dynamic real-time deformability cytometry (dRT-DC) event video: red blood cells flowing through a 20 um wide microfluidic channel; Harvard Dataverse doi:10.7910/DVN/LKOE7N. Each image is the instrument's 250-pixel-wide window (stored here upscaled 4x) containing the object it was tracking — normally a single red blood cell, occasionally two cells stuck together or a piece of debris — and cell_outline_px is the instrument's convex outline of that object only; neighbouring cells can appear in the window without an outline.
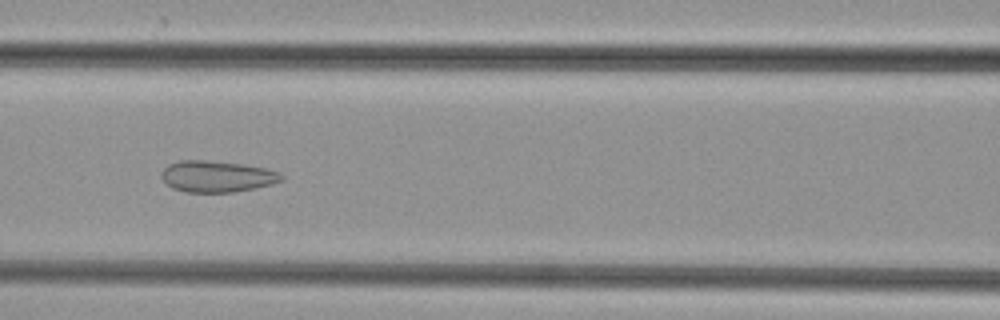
{"species": "common noctule bat (a hibernating species)", "species_latin": "Nyctalus noctula", "temperature_condition": "cold", "stored_images_in_passage": 39, "camera_frame_rate_fps": 3000, "um_per_image_px": 0.085, "animal": {"sex": "female", "body_mass_g": 29.2, "forearm_length_mm": 56.3}, "frame": {"image": 1, "passage_image": 14, "time_ms": 4.333, "image_size_px": [1000, 320], "cell_outline_px": [[284, 180], [272, 184], [256, 188], [236, 192], [184, 192], [172, 188], [160, 176], [160, 172], [168, 164], [180, 160], [204, 160], [244, 164], [264, 168], [280, 172], [284, 176]], "centroid_in_image_um": [18.45, 15.0], "position_along_channel_um": 148.2, "area_um2": 22.14}}
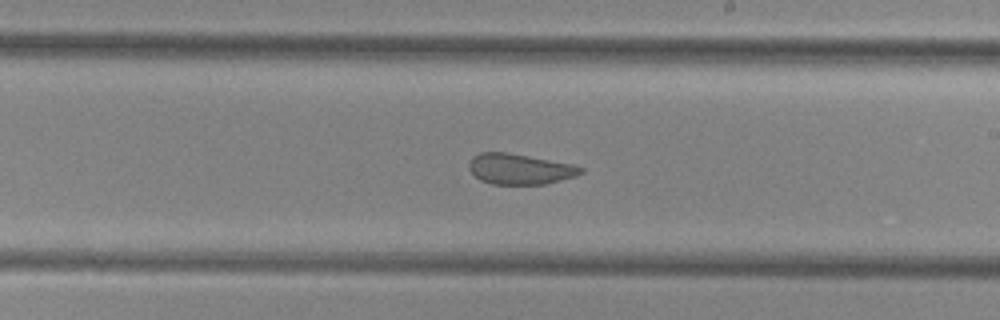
{"frame": {"image": 2, "passage_image": 21, "time_ms": 6.667, "image_size_px": [1000, 320], "cell_outline_px": [[584, 172], [576, 176], [544, 184], [492, 184], [480, 180], [468, 168], [468, 164], [472, 156], [480, 152], [508, 152], [572, 164], [584, 168]], "centroid_in_image_um": [44.17, 14.36], "position_along_channel_um": 244.8, "area_um2": 19.94}}
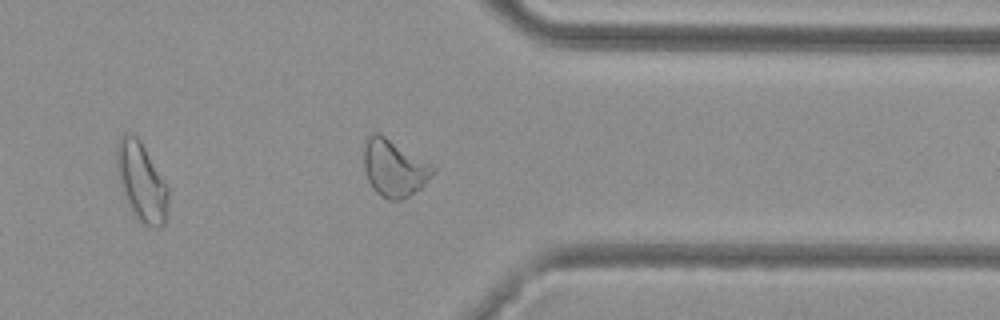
{"frame": {"image": 3, "passage_image": 31, "time_ms": 10.0, "image_size_px": [1000, 320], "cell_outline_px": [[436, 168], [424, 184], [420, 188], [408, 196], [400, 200], [388, 200], [380, 196], [372, 188], [368, 180], [364, 168], [364, 144], [368, 136], [372, 132], [380, 132], [432, 164]], "centroid_in_image_um": [33.47, 14.26], "position_along_channel_um": 377.9, "area_um2": 23.0}}